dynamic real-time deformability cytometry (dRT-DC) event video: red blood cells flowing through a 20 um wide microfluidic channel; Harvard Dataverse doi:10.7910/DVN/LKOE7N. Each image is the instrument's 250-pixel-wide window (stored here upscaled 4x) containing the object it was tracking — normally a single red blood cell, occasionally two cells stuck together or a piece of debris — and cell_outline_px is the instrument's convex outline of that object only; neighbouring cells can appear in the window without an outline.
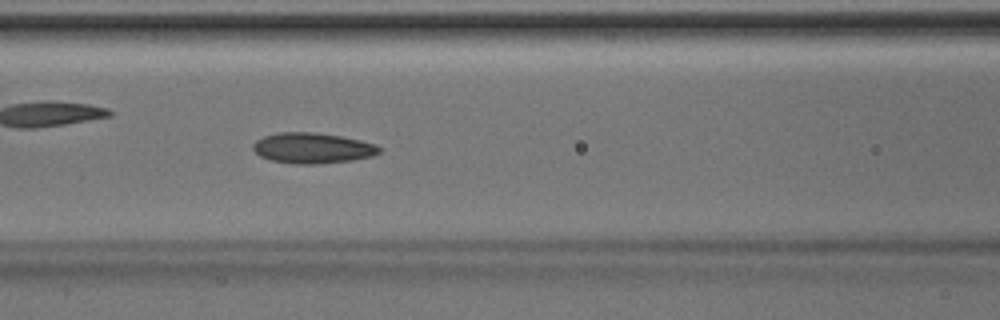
{"species": "Egyptian fruit bat (a non-hibernating species)", "species_latin": "Rousettus aegyptiacus", "temperature_condition": "room temperature", "stored_images_in_passage": 48, "camera_frame_rate_fps": 3000, "um_per_image_px": 0.085, "animal": {"sex": "male"}, "frame": {"image": 1, "passage_image": 21, "time_ms": 6.667, "image_size_px": [1000, 320], "cell_outline_px": [[380, 152], [372, 156], [352, 160], [316, 164], [296, 164], [272, 160], [260, 156], [252, 148], [252, 144], [256, 140], [264, 136], [280, 132], [312, 132], [340, 136], [360, 140], [376, 144], [380, 148]], "centroid_in_image_um": [26.55, 12.58], "position_along_channel_um": 140.0, "area_um2": 22.37}}
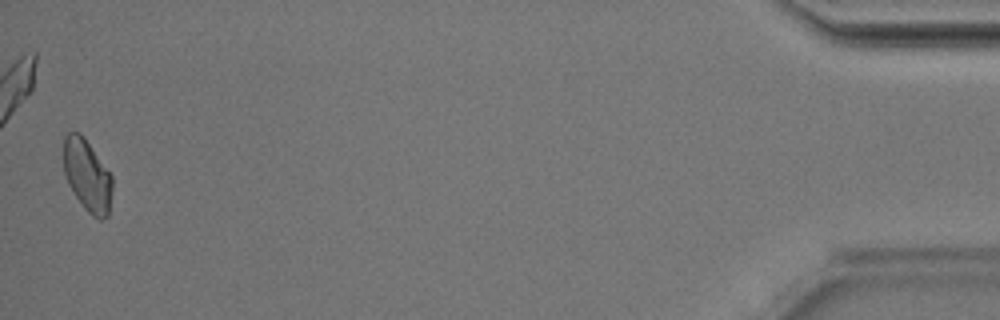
{"frame": {"image": 2, "passage_image": 48, "time_ms": 15.667, "image_size_px": [1000, 320], "cell_outline_px": [[112, 188], [108, 216], [100, 220], [92, 216], [84, 208], [68, 184], [64, 172], [64, 136], [68, 132], [80, 132], [84, 136], [112, 176]], "centroid_in_image_um": [7.41, 14.91], "position_along_channel_um": 427.8, "area_um2": 20.35}, "authors_computed_cell_mechanics": {"area_um2": 21.8195, "velocity_mm_per_s": 4.2021, "shape_relaxation_time_tau1_ms": 6.371, "shape_relaxation_time_tau2_ms": 3.1703, "deformation_change_tau1": 0.1323, "deformation_change_tau2": 0.0869}}